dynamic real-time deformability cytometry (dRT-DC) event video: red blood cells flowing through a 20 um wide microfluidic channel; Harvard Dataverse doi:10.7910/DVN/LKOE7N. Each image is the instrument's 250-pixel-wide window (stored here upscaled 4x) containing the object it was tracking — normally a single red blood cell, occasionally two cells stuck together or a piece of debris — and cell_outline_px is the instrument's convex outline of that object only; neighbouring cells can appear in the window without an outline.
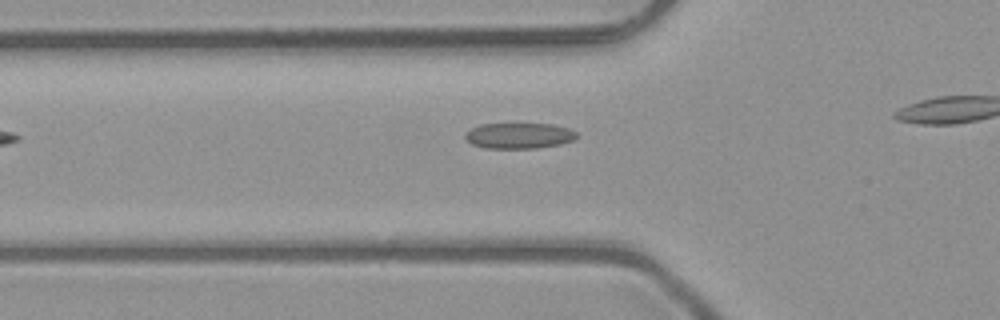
{"species": "common noctule bat (a hibernating species)", "species_latin": "Nyctalus noctula", "temperature_condition": "room temperature", "stored_images_in_passage": 4, "segment_of_instrument_passage": [1, 2], "camera_frame_rate_fps": 3000, "um_per_image_px": 0.085, "animal": {"sex": "male", "body_mass_g": 23.1, "forearm_length_mm": 52.7}, "frame": {"image": 1, "passage_image": 3, "time_ms": 0.667, "image_size_px": [1000, 320], "cell_outline_px": [[576, 136], [572, 140], [560, 144], [536, 148], [484, 148], [472, 144], [464, 136], [472, 128], [480, 124], [552, 124], [568, 128], [576, 132]], "centroid_in_image_um": [44.11, 11.53], "position_along_channel_um": 81.7, "area_um2": 16.47}}